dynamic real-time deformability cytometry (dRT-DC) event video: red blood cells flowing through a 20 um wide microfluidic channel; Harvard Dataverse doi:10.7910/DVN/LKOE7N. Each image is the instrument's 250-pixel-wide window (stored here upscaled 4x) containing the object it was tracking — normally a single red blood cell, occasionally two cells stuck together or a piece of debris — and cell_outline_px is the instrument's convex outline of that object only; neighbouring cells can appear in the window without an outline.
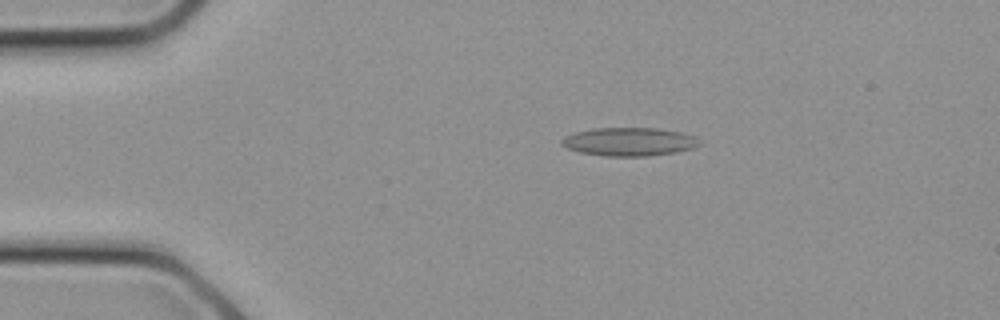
{"species": "common noctule bat (a hibernating species)", "species_latin": "Nyctalus noctula", "temperature_condition": "cold", "stored_images_in_passage": 25, "camera_frame_rate_fps": 3000, "um_per_image_px": 0.085, "animal": {"sex": "female", "body_mass_g": 21.9}, "frame": {"image": 1, "passage_image": 5, "time_ms": 1.333, "image_size_px": [1000, 320], "cell_outline_px": [[704, 144], [692, 148], [676, 152], [648, 156], [604, 156], [580, 152], [568, 148], [560, 144], [560, 140], [564, 136], [576, 132], [592, 128], [656, 128], [680, 132], [696, 136]], "centroid_in_image_um": [53.5, 12.04], "position_along_channel_um": 31.5, "area_um2": 22.95}}
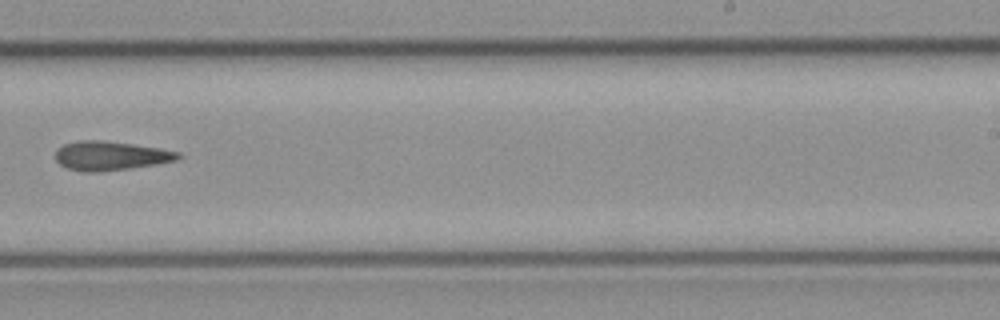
{"frame": {"image": 2, "passage_image": 16, "time_ms": 5.0, "image_size_px": [1000, 320], "cell_outline_px": [[184, 156], [176, 160], [156, 164], [132, 168], [100, 172], [84, 172], [68, 168], [60, 164], [56, 160], [56, 148], [64, 144], [76, 140], [104, 140], [160, 148], [180, 152]], "centroid_in_image_um": [9.4, 13.23], "position_along_channel_um": 279.6, "area_um2": 20.98}}
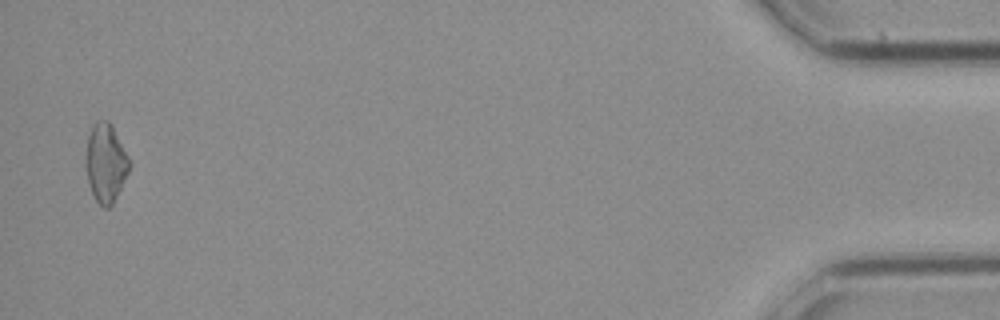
{"frame": {"image": 3, "passage_image": 25, "time_ms": 8.0, "image_size_px": [1000, 320], "cell_outline_px": [[132, 164], [112, 204], [108, 208], [104, 208], [96, 200], [88, 184], [84, 164], [84, 160], [88, 136], [92, 124], [96, 120], [108, 120], [112, 124]], "centroid_in_image_um": [8.96, 13.81], "position_along_channel_um": 426.2, "area_um2": 20.17}}